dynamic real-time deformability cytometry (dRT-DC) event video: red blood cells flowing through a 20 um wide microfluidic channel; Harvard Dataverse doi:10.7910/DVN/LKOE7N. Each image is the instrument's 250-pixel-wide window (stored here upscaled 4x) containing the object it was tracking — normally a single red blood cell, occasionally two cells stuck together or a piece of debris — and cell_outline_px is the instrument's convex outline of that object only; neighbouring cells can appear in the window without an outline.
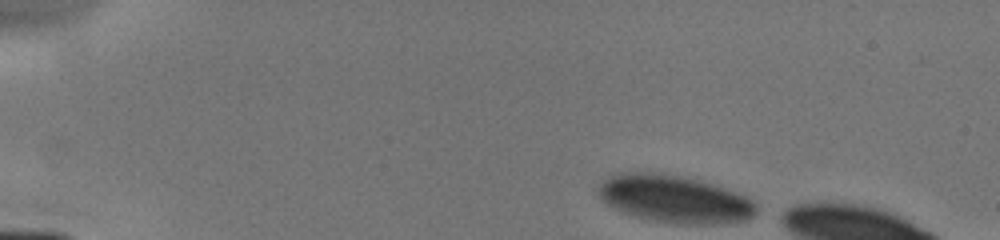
{"species": "human", "species_latin": "Homo sapiens", "temperature_condition": "cold", "stored_images_in_passage": 3, "camera_frame_rate_fps": 3000, "um_per_image_px": 0.085, "donor": {"sex": "male"}, "frame": {"image": 1, "passage_image": 1, "time_ms": 0.0, "image_size_px": [1000, 240], "cell_outline_px": [[756, 212], [748, 220], [720, 224], [680, 224], [644, 220], [604, 204], [596, 192], [596, 188], [608, 176], [616, 172], [656, 172], [680, 176], [700, 180], [724, 188], [744, 196], [752, 200], [756, 204]], "centroid_in_image_um": [57.26, 16.92], "position_along_channel_um": 27.7, "area_um2": 44.22}}